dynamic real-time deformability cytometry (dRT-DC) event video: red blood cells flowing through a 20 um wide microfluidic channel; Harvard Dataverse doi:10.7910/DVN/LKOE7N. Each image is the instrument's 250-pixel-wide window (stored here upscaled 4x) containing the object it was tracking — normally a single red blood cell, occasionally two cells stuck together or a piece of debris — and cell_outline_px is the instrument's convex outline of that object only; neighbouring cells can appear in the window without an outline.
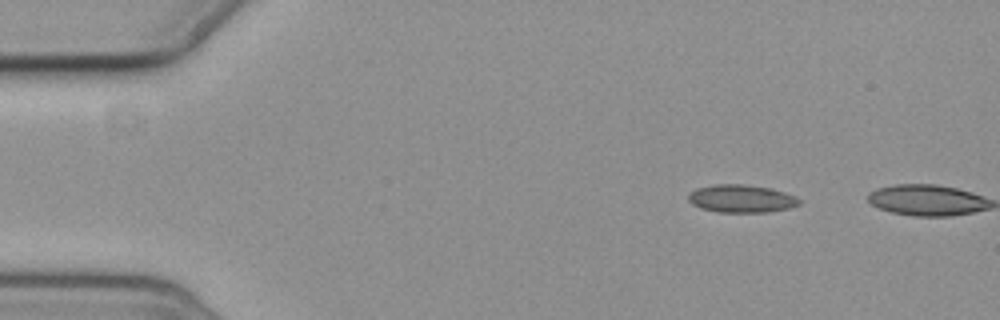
{"species": "common noctule bat (a hibernating species)", "species_latin": "Nyctalus noctula", "temperature_condition": "cold", "stored_images_in_passage": 4, "camera_frame_rate_fps": 3000, "um_per_image_px": 0.085, "animal": {"sex": "female", "body_mass_g": 19.3, "forearm_length_mm": 54.1}, "frame": {"image": 1, "passage_image": 4, "time_ms": 3.333, "image_size_px": [1000, 320], "cell_outline_px": [[800, 204], [788, 208], [768, 212], [716, 212], [700, 208], [692, 204], [688, 200], [688, 196], [696, 188], [712, 184], [740, 184], [772, 188], [796, 196], [800, 200]], "centroid_in_image_um": [63.01, 16.88], "position_along_channel_um": 22.0, "area_um2": 18.03}}